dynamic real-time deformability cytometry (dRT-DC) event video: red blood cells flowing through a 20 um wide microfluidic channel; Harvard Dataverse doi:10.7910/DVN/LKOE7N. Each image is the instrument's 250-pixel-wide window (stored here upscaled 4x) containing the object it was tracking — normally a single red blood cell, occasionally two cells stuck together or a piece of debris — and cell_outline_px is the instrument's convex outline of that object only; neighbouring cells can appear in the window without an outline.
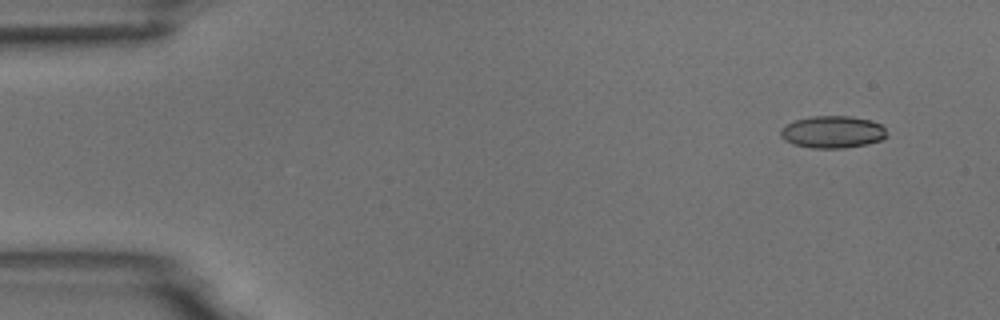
{"species": "common noctule bat (a hibernating species)", "species_latin": "Nyctalus noctula", "temperature_condition": "room temperature", "stored_images_in_passage": 6, "segment_of_instrument_passage": [2, 2], "camera_frame_rate_fps": 3000, "um_per_image_px": 0.085, "animal": {"sex": "male", "body_mass_g": 18.8}, "frame": {"image": 1, "passage_image": 6, "time_ms": 6.0, "image_size_px": [1000, 320], "cell_outline_px": [[888, 136], [880, 140], [868, 144], [844, 148], [812, 148], [792, 144], [784, 140], [780, 136], [780, 128], [796, 120], [812, 116], [852, 116], [872, 120], [880, 124], [884, 128]], "centroid_in_image_um": [70.77, 11.22], "position_along_channel_um": 14.2, "area_um2": 20.06}}